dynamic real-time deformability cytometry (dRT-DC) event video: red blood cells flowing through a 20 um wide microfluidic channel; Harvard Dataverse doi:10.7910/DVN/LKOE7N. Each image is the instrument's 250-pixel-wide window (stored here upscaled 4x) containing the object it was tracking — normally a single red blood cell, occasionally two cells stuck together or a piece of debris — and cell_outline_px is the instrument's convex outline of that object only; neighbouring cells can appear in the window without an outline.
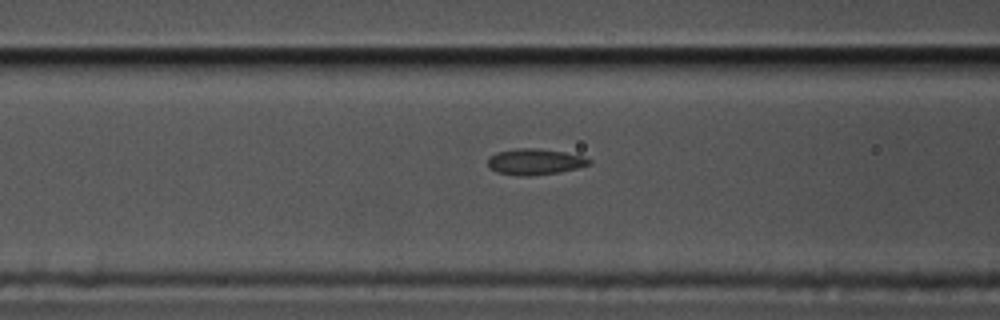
{"species": "common noctule bat (a hibernating species)", "species_latin": "Nyctalus noctula", "temperature_condition": "cold", "stored_images_in_passage": 14, "camera_frame_rate_fps": 3000, "um_per_image_px": 0.085, "animal": {"sex": "male", "body_mass_g": 17.5, "forearm_length_mm": 52.3}, "frame": {"image": 1, "passage_image": 12, "time_ms": 3.667, "image_size_px": [1000, 320], "cell_outline_px": [[592, 164], [560, 172], [532, 176], [516, 176], [496, 172], [488, 168], [488, 156], [496, 152], [516, 148], [536, 148], [564, 152], [580, 156], [592, 160]], "centroid_in_image_um": [45.41, 13.76], "position_along_channel_um": 121.2, "area_um2": 15.55}}